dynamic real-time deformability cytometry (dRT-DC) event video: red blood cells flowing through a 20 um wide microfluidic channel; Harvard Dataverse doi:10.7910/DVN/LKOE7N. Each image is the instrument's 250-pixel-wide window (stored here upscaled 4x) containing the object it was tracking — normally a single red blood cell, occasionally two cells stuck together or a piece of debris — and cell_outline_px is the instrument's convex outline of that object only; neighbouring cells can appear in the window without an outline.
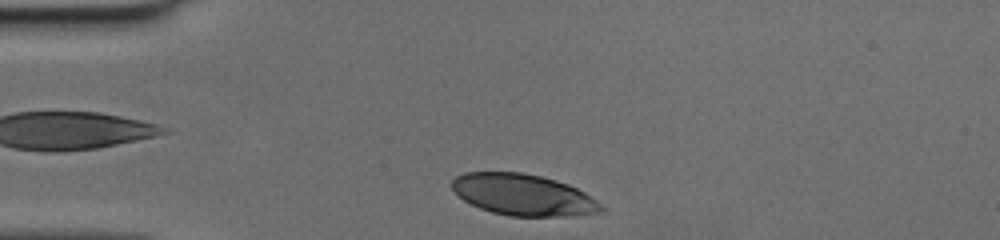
{"species": "human", "species_latin": "Homo sapiens", "temperature_condition": "cold", "stored_images_in_passage": 24, "camera_frame_rate_fps": 3000, "um_per_image_px": 0.085, "donor": {"sex": "female"}, "frame": {"image": 1, "passage_image": 1, "time_ms": 0.0, "image_size_px": [1000, 240], "cell_outline_px": [[604, 212], [572, 216], [508, 216], [492, 212], [480, 208], [464, 200], [452, 188], [452, 180], [456, 176], [464, 172], [520, 172], [540, 176], [556, 180], [568, 184], [584, 192], [596, 200], [604, 208]], "centroid_in_image_um": [44.49, 16.56], "position_along_channel_um": 40.5, "area_um2": 35.89}}
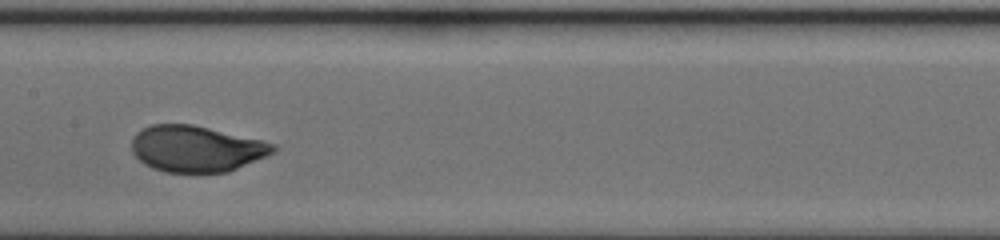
{"frame": {"image": 2, "passage_image": 14, "time_ms": 4.333, "image_size_px": [1000, 240], "cell_outline_px": [[280, 148], [276, 152], [228, 172], [164, 172], [152, 168], [144, 164], [132, 152], [132, 136], [136, 132], [152, 124], [192, 124], [260, 140], [276, 144]], "centroid_in_image_um": [16.69, 12.64], "position_along_channel_um": 190.7, "area_um2": 38.09}}
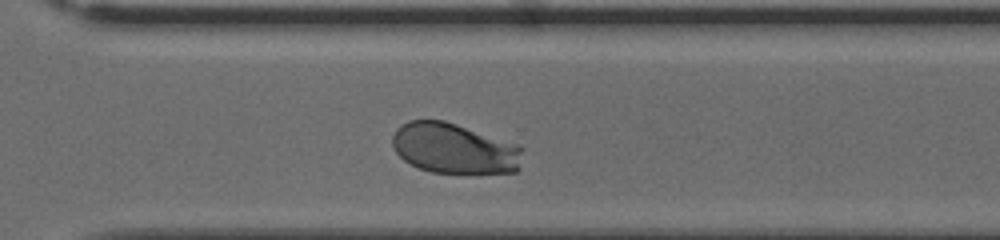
{"frame": {"image": 3, "passage_image": 24, "time_ms": 7.667, "image_size_px": [1000, 240], "cell_outline_px": [[524, 148], [520, 168], [516, 172], [432, 172], [408, 164], [396, 152], [392, 144], [392, 136], [396, 128], [400, 124], [408, 120], [444, 120], [520, 144]], "centroid_in_image_um": [38.63, 12.6], "position_along_channel_um": 332.0, "area_um2": 38.55}}